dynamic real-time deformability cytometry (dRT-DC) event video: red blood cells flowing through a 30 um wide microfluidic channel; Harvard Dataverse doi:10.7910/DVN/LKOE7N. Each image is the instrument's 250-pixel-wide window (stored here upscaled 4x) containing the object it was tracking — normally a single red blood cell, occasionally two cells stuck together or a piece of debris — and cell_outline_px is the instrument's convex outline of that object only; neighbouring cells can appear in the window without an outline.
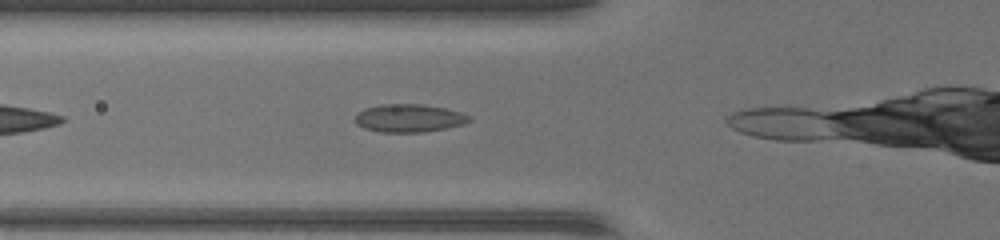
{"species": "common noctule bat (a hibernating species)", "species_latin": "Nyctalus noctula", "temperature_condition": "warm", "stored_images_in_passage": 6, "camera_frame_rate_fps": 3000, "um_per_image_px": 0.085, "animal": {"sex": "female", "body_mass_g": 17.0, "forearm_length_mm": 48.0}, "frame": {"image": 1, "passage_image": 3, "time_ms": 0.667, "image_size_px": [1000, 240], "cell_outline_px": [[472, 120], [464, 124], [448, 128], [424, 132], [380, 132], [364, 128], [356, 124], [356, 116], [364, 108], [380, 104], [420, 104], [444, 108], [464, 112], [472, 116]], "centroid_in_image_um": [34.83, 10.04], "position_along_channel_um": 91.0, "area_um2": 18.79}}